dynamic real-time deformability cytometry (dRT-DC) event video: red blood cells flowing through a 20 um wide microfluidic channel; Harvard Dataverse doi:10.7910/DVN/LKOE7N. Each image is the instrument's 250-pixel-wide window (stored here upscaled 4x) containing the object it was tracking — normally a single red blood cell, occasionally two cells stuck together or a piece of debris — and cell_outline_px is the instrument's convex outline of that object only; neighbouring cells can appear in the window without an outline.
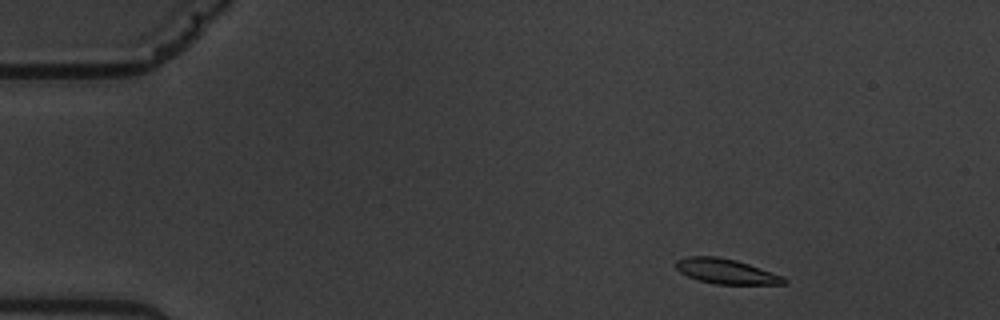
{"species": "common noctule bat (a hibernating species)", "species_latin": "Nyctalus noctula", "temperature_condition": "warm", "stored_images_in_passage": 3, "camera_frame_rate_fps": 3000, "um_per_image_px": 0.085, "animal": {"sex": "male", "body_mass_g": 19.5, "forearm_length_mm": 54.6}, "frame": {"image": 1, "passage_image": 1, "time_ms": 0.0, "image_size_px": [1000, 320], "cell_outline_px": [[788, 284], [716, 284], [700, 280], [688, 276], [680, 272], [676, 268], [676, 260], [688, 256], [716, 256], [736, 260], [784, 276], [788, 280]], "centroid_in_image_um": [61.75, 23.06], "position_along_channel_um": 23.3, "area_um2": 15.66}}